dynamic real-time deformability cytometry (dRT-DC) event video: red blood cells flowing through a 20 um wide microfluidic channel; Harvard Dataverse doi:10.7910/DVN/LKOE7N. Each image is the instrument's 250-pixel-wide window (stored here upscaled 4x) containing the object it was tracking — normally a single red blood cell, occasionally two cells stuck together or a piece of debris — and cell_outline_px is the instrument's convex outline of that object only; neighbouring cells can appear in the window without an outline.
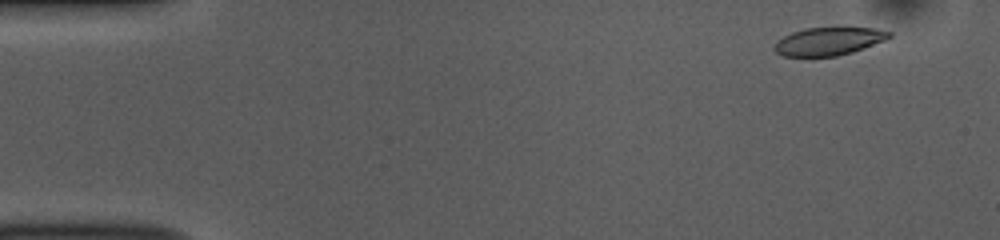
{"species": "common noctule bat (a hibernating species)", "species_latin": "Nyctalus noctula", "temperature_condition": "room temperature", "stored_images_in_passage": 52, "camera_frame_rate_fps": 3000, "um_per_image_px": 0.085, "animal": {"sex": "female", "body_mass_g": 10.0, "forearm_length_mm": 53.1}, "frame": {"image": 1, "passage_image": 4, "time_ms": 1.0, "image_size_px": [1000, 240], "cell_outline_px": [[892, 36], [884, 40], [852, 52], [836, 56], [784, 56], [776, 52], [772, 48], [772, 44], [776, 40], [792, 32], [804, 28], [872, 28], [892, 32]], "centroid_in_image_um": [70.37, 3.51], "position_along_channel_um": 14.6, "area_um2": 18.61}}
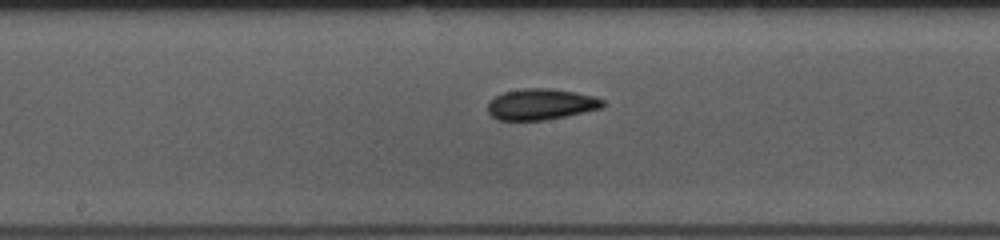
{"frame": {"image": 2, "passage_image": 27, "time_ms": 8.667, "image_size_px": [1000, 240], "cell_outline_px": [[604, 104], [600, 108], [584, 112], [544, 120], [500, 120], [492, 116], [488, 112], [488, 104], [496, 96], [504, 92], [524, 88], [552, 88], [576, 92], [592, 96], [604, 100]], "centroid_in_image_um": [45.98, 8.85], "position_along_channel_um": 202.2, "area_um2": 20.58}}
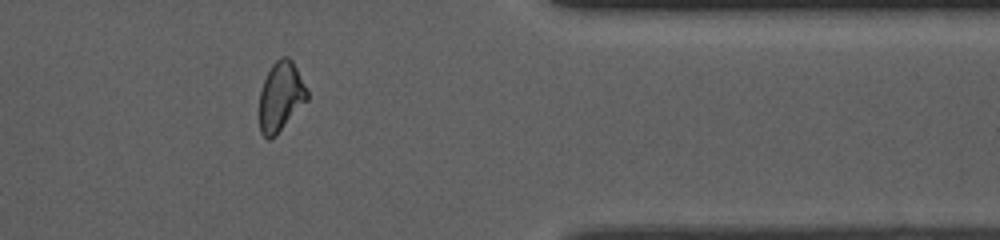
{"frame": {"image": 3, "passage_image": 43, "time_ms": 14.0, "image_size_px": [1000, 240], "cell_outline_px": [[308, 100], [276, 136], [268, 140], [260, 132], [260, 92], [264, 80], [272, 64], [280, 56], [288, 56], [292, 60], [308, 92]], "centroid_in_image_um": [23.87, 8.22], "position_along_channel_um": 387.5, "area_um2": 19.31}, "authors_computed_cell_mechanics": {"area_um2": 20.5768, "velocity_mm_per_s": 3.8058, "shape_relaxation_time_tau1_ms": 4.0184, "shape_relaxation_time_tau2_ms": 4.2476, "deformation_change_tau1": 0.1142, "deformation_change_tau2": 0.106}}